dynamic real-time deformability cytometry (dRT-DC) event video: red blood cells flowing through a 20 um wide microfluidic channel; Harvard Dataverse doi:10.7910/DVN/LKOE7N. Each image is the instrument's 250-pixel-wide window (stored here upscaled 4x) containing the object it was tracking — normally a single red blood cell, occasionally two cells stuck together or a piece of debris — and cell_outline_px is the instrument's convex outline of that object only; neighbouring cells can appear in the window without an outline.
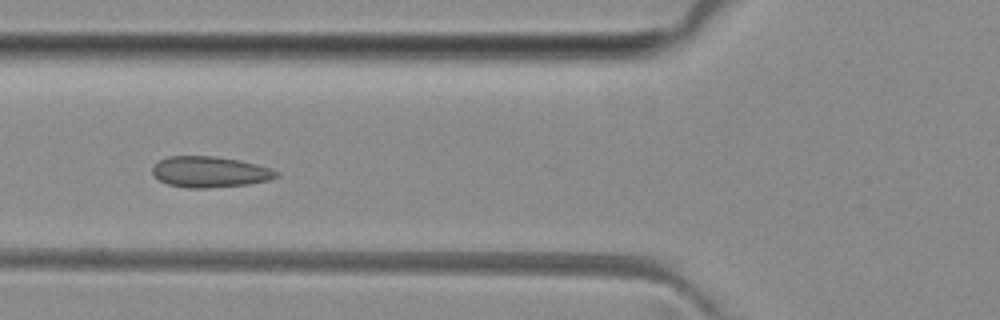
{"species": "common noctule bat (a hibernating species)", "species_latin": "Nyctalus noctula", "temperature_condition": "room temperature", "stored_images_in_passage": 5, "camera_frame_rate_fps": 3000, "um_per_image_px": 0.085, "animal": {"sex": "female", "body_mass_g": 29.2, "forearm_length_mm": 56.3}, "frame": {"image": 1, "passage_image": 5, "time_ms": 4.667, "image_size_px": [1000, 320], "cell_outline_px": [[280, 176], [268, 180], [248, 184], [208, 188], [188, 188], [168, 184], [160, 180], [152, 172], [152, 168], [160, 160], [168, 156], [212, 156], [240, 160], [272, 168], [280, 172]], "centroid_in_image_um": [17.88, 14.61], "position_along_channel_um": 107.9, "area_um2": 22.31}}